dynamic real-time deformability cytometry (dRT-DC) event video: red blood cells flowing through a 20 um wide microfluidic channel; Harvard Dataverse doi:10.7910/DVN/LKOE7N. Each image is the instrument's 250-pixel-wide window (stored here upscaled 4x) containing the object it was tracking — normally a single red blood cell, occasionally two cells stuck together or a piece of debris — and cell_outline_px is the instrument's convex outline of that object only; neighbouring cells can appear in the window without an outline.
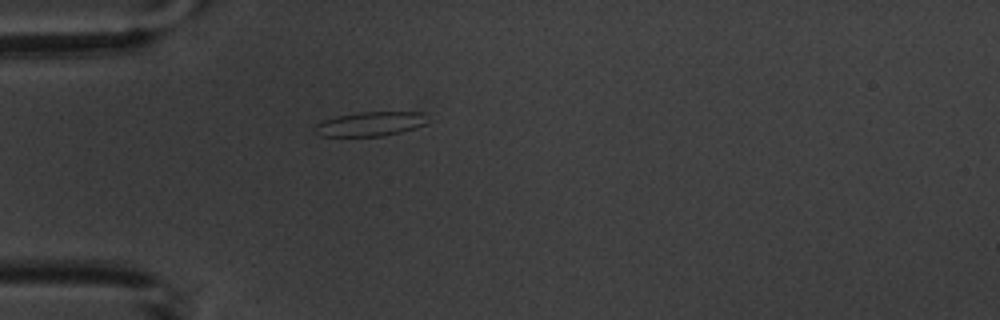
{"species": "common noctule bat (a hibernating species)", "species_latin": "Nyctalus noctula", "temperature_condition": "warm", "stored_images_in_passage": 1, "camera_frame_rate_fps": 3000, "um_per_image_px": 0.085, "animal": {"sex": "male", "body_mass_g": 20.1, "forearm_length_mm": 53.5}, "frame": {"image": 1, "passage_image": 1, "time_ms": 0.0, "image_size_px": [1000, 320], "cell_outline_px": [[428, 124], [416, 128], [400, 132], [380, 136], [320, 136], [312, 128], [316, 124], [324, 120], [336, 116], [360, 112], [424, 112]], "centroid_in_image_um": [31.48, 10.53], "position_along_channel_um": 53.5, "area_um2": 16.01}}